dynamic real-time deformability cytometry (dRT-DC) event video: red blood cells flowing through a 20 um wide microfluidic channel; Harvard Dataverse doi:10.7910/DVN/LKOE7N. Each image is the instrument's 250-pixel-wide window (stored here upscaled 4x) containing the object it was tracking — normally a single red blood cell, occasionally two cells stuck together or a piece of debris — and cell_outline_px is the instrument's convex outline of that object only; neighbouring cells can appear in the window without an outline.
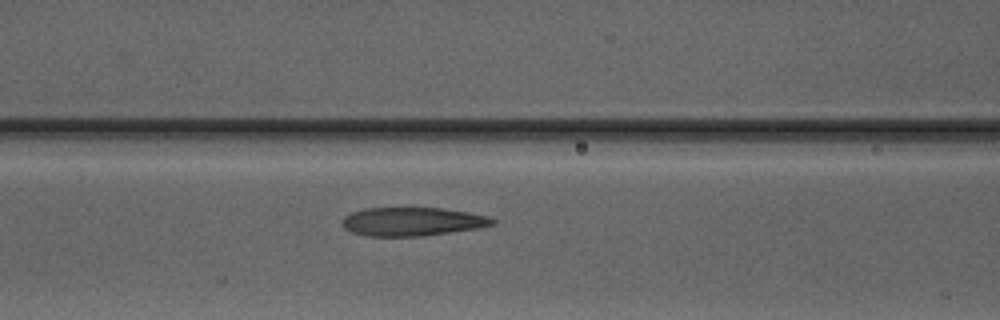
{"species": "Egyptian fruit bat (a non-hibernating species)", "species_latin": "Rousettus aegyptiacus", "temperature_condition": "warm", "stored_images_in_passage": 4, "camera_frame_rate_fps": 3000, "um_per_image_px": 0.085, "animal": {"sex": "male"}, "frame": {"image": 1, "passage_image": 3, "time_ms": 3.667, "image_size_px": [1000, 320], "cell_outline_px": [[496, 224], [480, 228], [420, 236], [368, 236], [352, 232], [344, 228], [340, 224], [340, 220], [344, 216], [352, 212], [364, 208], [440, 208], [468, 212], [488, 216], [496, 220]], "centroid_in_image_um": [35.03, 18.83], "position_along_channel_um": 131.6, "area_um2": 25.14}}